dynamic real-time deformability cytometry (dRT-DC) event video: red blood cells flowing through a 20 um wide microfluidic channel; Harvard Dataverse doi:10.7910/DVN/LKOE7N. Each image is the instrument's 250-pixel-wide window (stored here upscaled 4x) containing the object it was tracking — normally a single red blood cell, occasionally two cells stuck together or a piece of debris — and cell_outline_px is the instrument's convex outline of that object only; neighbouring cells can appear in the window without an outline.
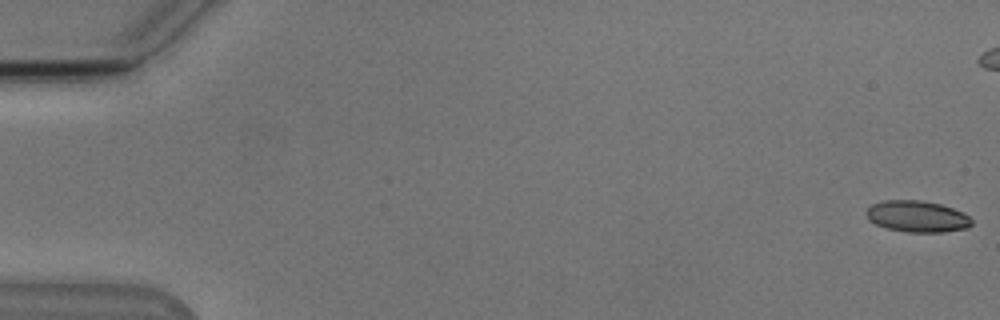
{"species": "Egyptian fruit bat (a non-hibernating species)", "species_latin": "Rousettus aegyptiacus", "temperature_condition": "cold", "stored_images_in_passage": 21, "camera_frame_rate_fps": 3000, "um_per_image_px": 0.085, "animal": {"sex": "male"}, "frame": {"image": 1, "passage_image": 1, "time_ms": 0.0, "image_size_px": [1000, 320], "cell_outline_px": [[972, 224], [968, 228], [944, 232], [908, 232], [888, 228], [876, 224], [868, 220], [868, 208], [872, 204], [884, 200], [920, 200], [940, 204], [964, 212], [972, 220]], "centroid_in_image_um": [77.99, 18.39], "position_along_channel_um": 7.0, "area_um2": 19.19}}
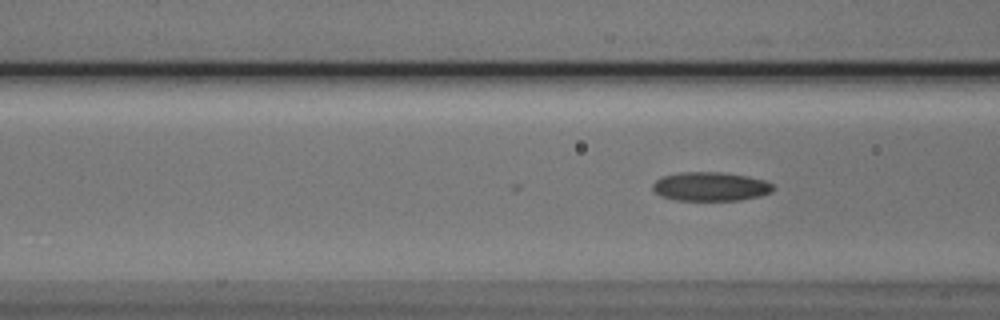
{"frame": {"image": 2, "passage_image": 21, "time_ms": 6.667, "image_size_px": [1000, 320], "cell_outline_px": [[776, 188], [772, 192], [760, 196], [740, 200], [676, 200], [660, 196], [652, 188], [652, 184], [660, 176], [680, 172], [720, 172], [748, 176], [764, 180], [772, 184]], "centroid_in_image_um": [60.39, 15.85], "position_along_channel_um": 106.2, "area_um2": 20.46}}